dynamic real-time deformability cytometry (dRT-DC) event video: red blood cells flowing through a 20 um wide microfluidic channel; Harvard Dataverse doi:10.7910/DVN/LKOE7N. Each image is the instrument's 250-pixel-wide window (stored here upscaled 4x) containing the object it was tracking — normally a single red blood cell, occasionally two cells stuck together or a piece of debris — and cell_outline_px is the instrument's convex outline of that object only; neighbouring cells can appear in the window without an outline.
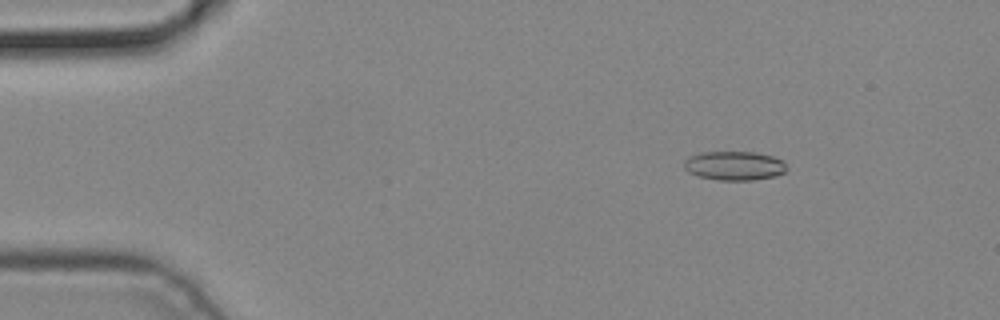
{"species": "common noctule bat (a hibernating species)", "species_latin": "Nyctalus noctula", "temperature_condition": "cold", "stored_images_in_passage": 4, "camera_frame_rate_fps": 3000, "um_per_image_px": 0.085, "animal": {"sex": "male", "body_mass_g": 19.2, "forearm_length_mm": 51.8}, "frame": {"image": 1, "passage_image": 2, "time_ms": 0.333, "image_size_px": [1000, 320], "cell_outline_px": [[788, 168], [784, 172], [776, 176], [752, 180], [720, 180], [696, 176], [688, 172], [684, 168], [684, 160], [688, 156], [700, 152], [756, 152], [772, 156], [784, 160]], "centroid_in_image_um": [62.41, 14.08], "position_along_channel_um": 22.6, "area_um2": 17.63}}
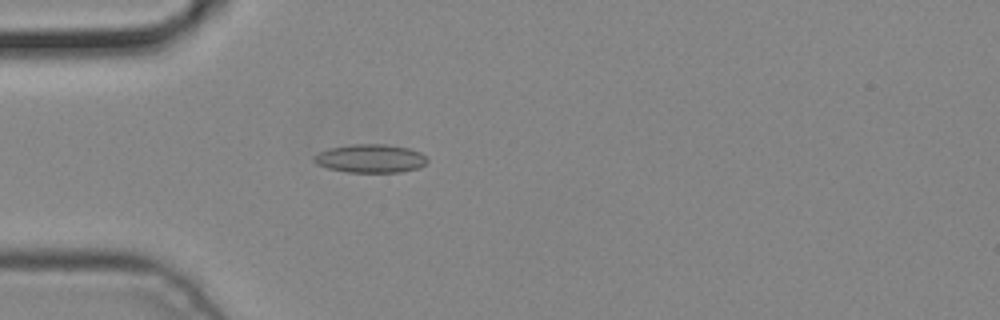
{"frame": {"image": 2, "passage_image": 4, "time_ms": 1.0, "image_size_px": [1000, 320], "cell_outline_px": [[428, 160], [420, 168], [400, 172], [348, 172], [328, 168], [316, 164], [312, 160], [312, 156], [320, 152], [332, 148], [356, 144], [384, 144], [412, 148], [420, 152]], "centroid_in_image_um": [31.5, 13.47], "position_along_channel_um": 53.5, "area_um2": 18.73}}